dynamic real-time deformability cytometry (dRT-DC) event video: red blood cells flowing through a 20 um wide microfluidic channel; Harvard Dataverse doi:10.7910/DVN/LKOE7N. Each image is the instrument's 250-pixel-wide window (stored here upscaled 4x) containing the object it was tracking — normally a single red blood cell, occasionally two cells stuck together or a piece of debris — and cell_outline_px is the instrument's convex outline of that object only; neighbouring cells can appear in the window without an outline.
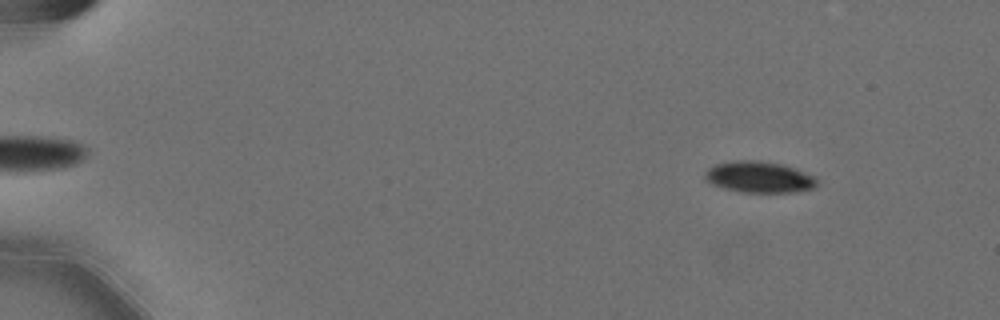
{"species": "Egyptian fruit bat (a non-hibernating species)", "species_latin": "Rousettus aegyptiacus", "temperature_condition": "cold", "stored_images_in_passage": 58, "camera_frame_rate_fps": 3000, "um_per_image_px": 0.085, "animal": {"sex": "female"}, "frame": {"image": 1, "passage_image": 7, "time_ms": 2.0, "image_size_px": [1000, 320], "cell_outline_px": [[816, 184], [812, 188], [792, 192], [740, 192], [724, 188], [712, 184], [704, 180], [704, 176], [708, 168], [716, 164], [736, 160], [760, 160], [780, 164], [792, 168], [812, 176], [816, 180]], "centroid_in_image_um": [64.44, 15.05], "position_along_channel_um": 20.6, "area_um2": 20.06}}
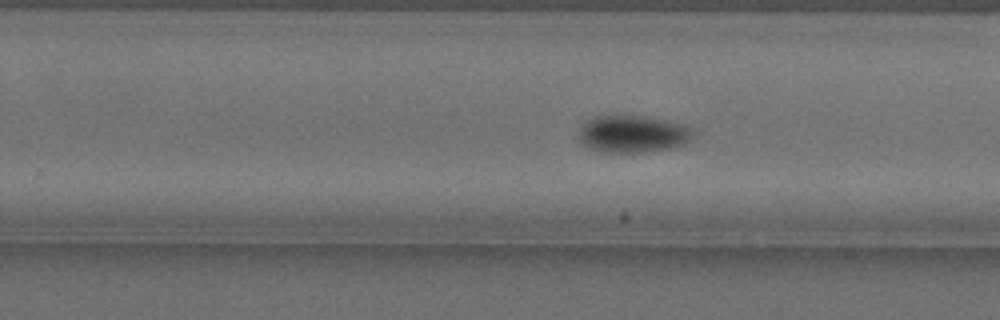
{"frame": {"image": 2, "passage_image": 38, "time_ms": 12.333, "image_size_px": [1000, 320], "cell_outline_px": [[696, 132], [688, 140], [680, 144], [668, 148], [644, 152], [600, 152], [588, 148], [576, 136], [576, 132], [580, 124], [596, 116], [640, 116], [664, 120], [684, 124], [696, 128]], "centroid_in_image_um": [53.73, 11.38], "position_along_channel_um": 276.1, "area_um2": 24.91}}
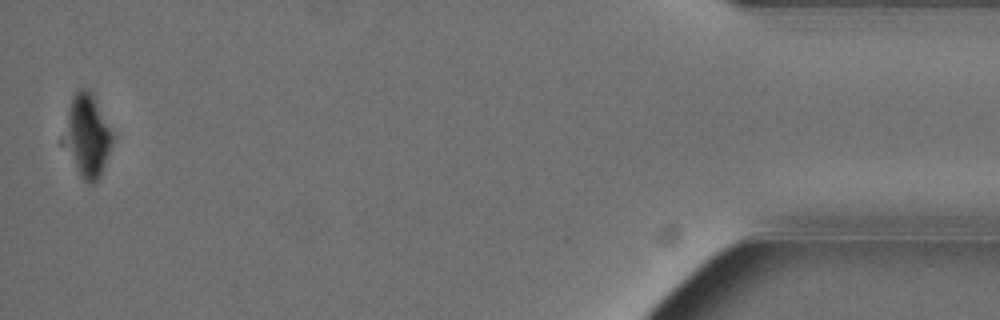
{"frame": {"image": 3, "passage_image": 57, "time_ms": 18.667, "image_size_px": [1000, 320], "cell_outline_px": [[112, 144], [100, 176], [92, 184], [88, 184], [80, 176], [72, 152], [68, 128], [68, 112], [72, 96], [80, 88], [84, 88], [92, 96], [112, 132]], "centroid_in_image_um": [7.51, 11.54], "position_along_channel_um": 427.7, "area_um2": 20.87}, "authors_computed_cell_mechanics": {"area_um2": 23.2067, "velocity_mm_per_s": 3.586, "shape_relaxation_time_tau1_ms": 3.2086, "shape_relaxation_time_tau2_ms": null, "deformation_change_tau1": 0.1195, "deformation_change_tau2": null}}